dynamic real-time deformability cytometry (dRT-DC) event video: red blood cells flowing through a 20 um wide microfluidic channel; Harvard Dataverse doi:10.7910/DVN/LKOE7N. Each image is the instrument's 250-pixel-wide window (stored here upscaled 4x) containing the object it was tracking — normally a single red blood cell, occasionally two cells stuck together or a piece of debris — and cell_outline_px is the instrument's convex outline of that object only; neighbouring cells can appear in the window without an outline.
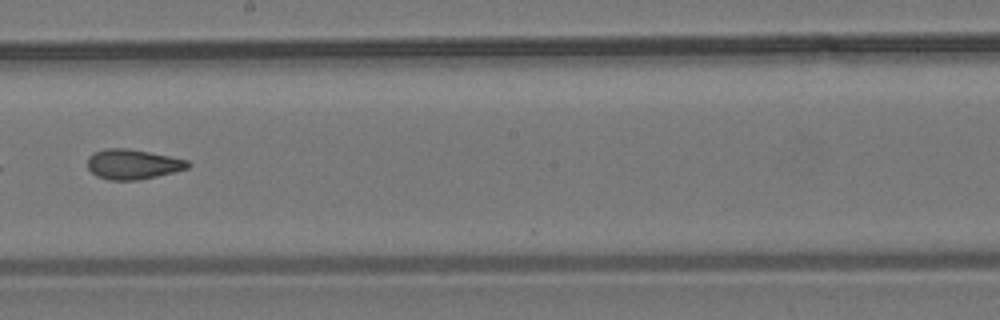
{"species": "common noctule bat (a hibernating species)", "species_latin": "Nyctalus noctula", "temperature_condition": "room temperature", "stored_images_in_passage": 14, "camera_frame_rate_fps": 3000, "um_per_image_px": 0.085, "animal": {"sex": "male", "body_mass_g": 19.2, "forearm_length_mm": 51.8}, "frame": {"image": 1, "passage_image": 8, "time_ms": 9.0, "image_size_px": [1000, 320], "cell_outline_px": [[192, 164], [188, 168], [156, 176], [136, 180], [108, 180], [96, 176], [88, 168], [88, 156], [104, 148], [128, 148], [188, 160]], "centroid_in_image_um": [11.27, 13.96], "position_along_channel_um": 236.9, "area_um2": 17.4}}
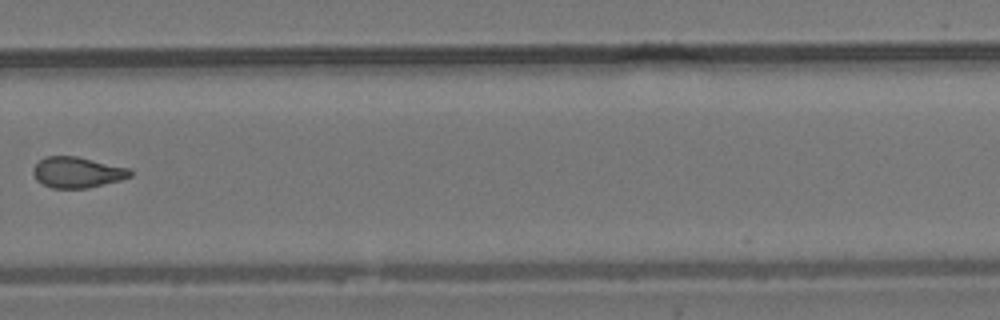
{"frame": {"image": 2, "passage_image": 10, "time_ms": 11.333, "image_size_px": [1000, 320], "cell_outline_px": [[132, 176], [120, 180], [88, 188], [52, 188], [40, 184], [36, 180], [32, 172], [32, 168], [44, 156], [76, 156], [128, 168], [132, 172]], "centroid_in_image_um": [6.52, 14.65], "position_along_channel_um": 323.3, "area_um2": 17.46}, "authors_computed_cell_mechanics": {"area_um2": 17.2822, "velocity_mm_per_s": 3.7072, "shape_relaxation_time_tau1_ms": null, "shape_relaxation_time_tau2_ms": 2.3658, "deformation_change_tau1": null, "deformation_change_tau2": 0.0708}}